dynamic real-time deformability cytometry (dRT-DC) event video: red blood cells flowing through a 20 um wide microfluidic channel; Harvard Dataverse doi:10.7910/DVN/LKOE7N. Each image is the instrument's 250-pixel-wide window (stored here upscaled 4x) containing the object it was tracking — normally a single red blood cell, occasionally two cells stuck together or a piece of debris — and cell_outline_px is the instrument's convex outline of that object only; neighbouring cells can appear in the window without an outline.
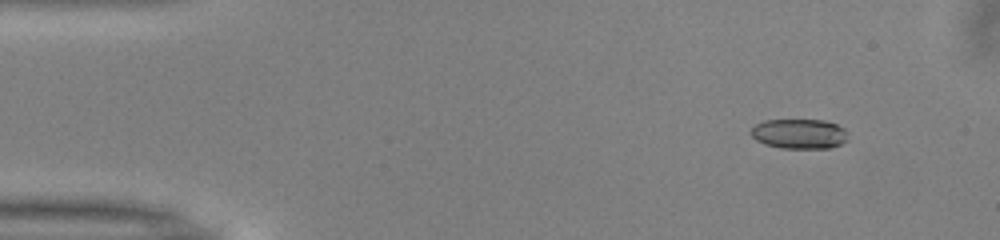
{"species": "common noctule bat (a hibernating species)", "species_latin": "Nyctalus noctula", "temperature_condition": "warm", "stored_images_in_passage": 52, "camera_frame_rate_fps": 3000, "um_per_image_px": 0.085, "animal": {"sex": "male", "body_mass_g": 13.0, "forearm_length_mm": 53.1}, "frame": {"image": 1, "passage_image": 6, "time_ms": 1.667, "image_size_px": [1000, 240], "cell_outline_px": [[848, 140], [832, 148], [780, 148], [764, 144], [756, 140], [748, 132], [756, 124], [764, 120], [824, 120], [836, 124], [844, 128]], "centroid_in_image_um": [67.92, 11.38], "position_along_channel_um": 17.1, "area_um2": 16.99}}
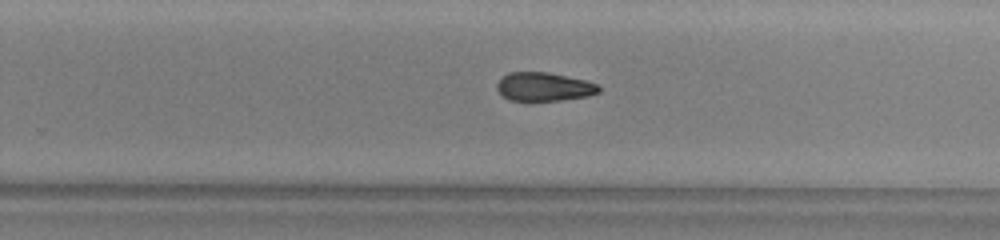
{"frame": {"image": 2, "passage_image": 33, "time_ms": 10.667, "image_size_px": [1000, 240], "cell_outline_px": [[600, 92], [588, 96], [560, 100], [528, 104], [508, 100], [500, 96], [496, 88], [496, 84], [508, 72], [548, 72], [584, 80], [600, 84]], "centroid_in_image_um": [46.18, 7.43], "position_along_channel_um": 283.6, "area_um2": 17.8}}
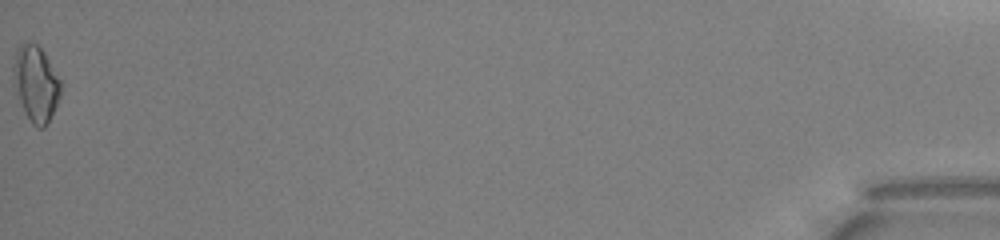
{"frame": {"image": 3, "passage_image": 52, "time_ms": 17.0, "image_size_px": [1000, 240], "cell_outline_px": [[60, 96], [48, 124], [44, 128], [36, 128], [32, 124], [24, 112], [12, 88], [12, 68], [20, 44], [24, 40], [36, 44], [44, 52], [60, 80]], "centroid_in_image_um": [3.01, 7.14], "position_along_channel_um": 432.2, "area_um2": 21.21}, "authors_computed_cell_mechanics": {"area_um2": 17.9758, "velocity_mm_per_s": 4.0346, "shape_relaxation_time_tau1_ms": 5.949, "shape_relaxation_time_tau2_ms": 5.8826, "deformation_change_tau1": 0.1569, "deformation_change_tau2": 0.1468}}